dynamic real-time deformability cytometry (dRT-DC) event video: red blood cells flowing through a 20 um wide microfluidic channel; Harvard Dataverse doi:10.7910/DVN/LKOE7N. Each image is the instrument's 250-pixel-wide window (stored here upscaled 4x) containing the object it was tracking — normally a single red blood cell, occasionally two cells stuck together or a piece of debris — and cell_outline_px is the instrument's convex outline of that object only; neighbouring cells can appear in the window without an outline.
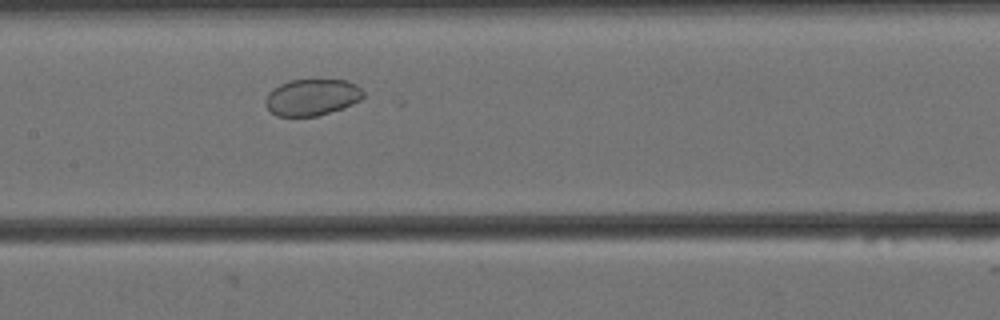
{"species": "Egyptian fruit bat (a non-hibernating species)", "species_latin": "Rousettus aegyptiacus", "temperature_condition": "cold", "stored_images_in_passage": 47, "camera_frame_rate_fps": 3000, "um_per_image_px": 0.085, "animal": {"sex": "female"}, "frame": {"image": 1, "passage_image": 16, "time_ms": 5.0, "image_size_px": [1000, 320], "cell_outline_px": [[364, 96], [360, 100], [344, 108], [316, 116], [276, 116], [268, 108], [264, 100], [268, 92], [272, 88], [288, 80], [312, 76], [348, 80], [356, 84], [364, 92]], "centroid_in_image_um": [26.53, 8.2], "position_along_channel_um": 180.9, "area_um2": 21.79}}
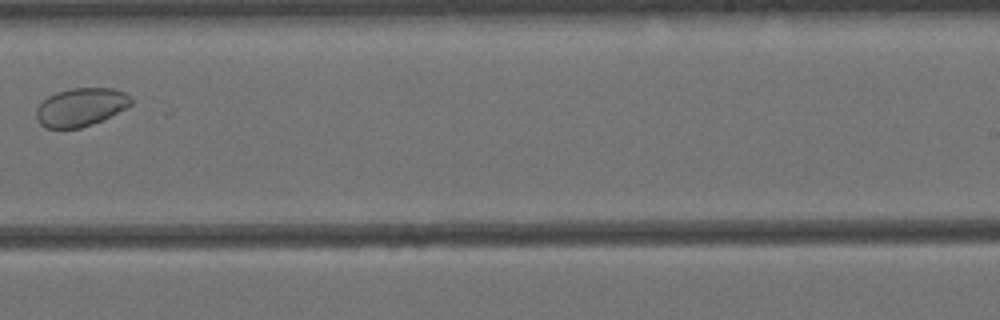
{"frame": {"image": 2, "passage_image": 25, "time_ms": 8.0, "image_size_px": [1000, 320], "cell_outline_px": [[132, 104], [92, 124], [80, 128], [44, 128], [36, 120], [36, 108], [48, 96], [56, 92], [72, 88], [112, 88], [124, 92], [132, 96]], "centroid_in_image_um": [6.83, 9.1], "position_along_channel_um": 282.2, "area_um2": 20.98}}
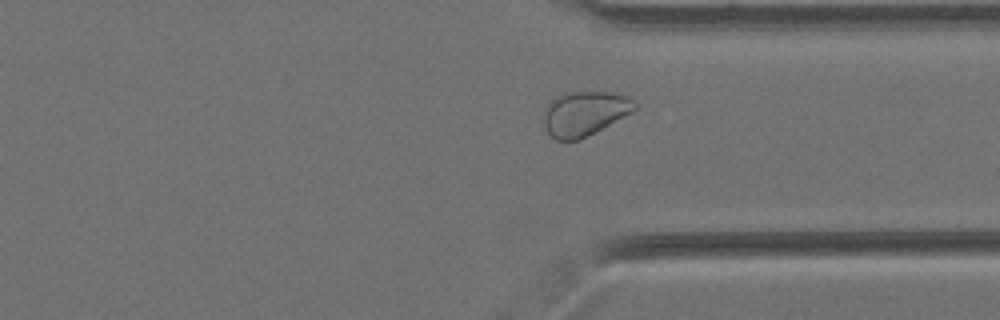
{"frame": {"image": 3, "passage_image": 32, "time_ms": 10.333, "image_size_px": [1000, 320], "cell_outline_px": [[636, 108], [632, 112], [596, 132], [580, 140], [556, 140], [544, 128], [540, 116], [544, 108], [556, 96], [564, 92], [612, 92], [628, 96], [636, 104]], "centroid_in_image_um": [49.63, 9.65], "position_along_channel_um": 361.8, "area_um2": 23.99}}